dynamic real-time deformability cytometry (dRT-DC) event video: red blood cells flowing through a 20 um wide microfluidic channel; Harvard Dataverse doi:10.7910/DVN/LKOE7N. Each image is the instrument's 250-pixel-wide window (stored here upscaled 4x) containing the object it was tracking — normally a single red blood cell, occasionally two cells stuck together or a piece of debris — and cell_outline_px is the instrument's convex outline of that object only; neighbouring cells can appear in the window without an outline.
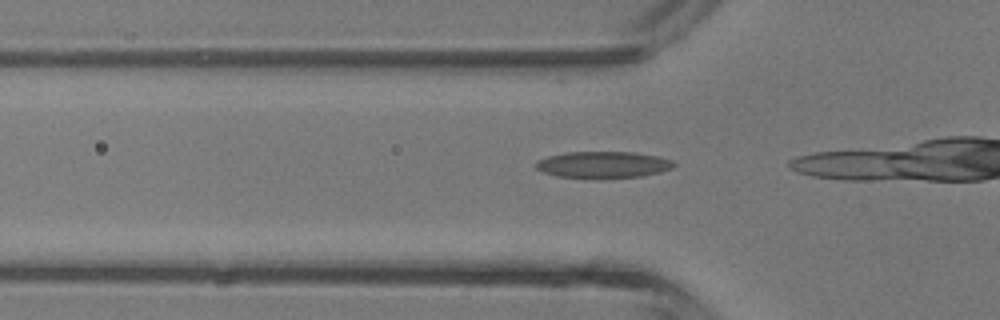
{"species": "common noctule bat (a hibernating species)", "species_latin": "Nyctalus noctula", "temperature_condition": "room temperature", "stored_images_in_passage": 6, "camera_frame_rate_fps": 3000, "um_per_image_px": 0.085, "animal": {"sex": "male", "body_mass_g": 13.3}, "frame": {"image": 1, "passage_image": 4, "time_ms": 1.0, "image_size_px": [1000, 320], "cell_outline_px": [[676, 164], [672, 168], [660, 172], [640, 176], [556, 176], [544, 172], [536, 168], [532, 164], [536, 160], [548, 156], [564, 152], [632, 152], [660, 156], [672, 160]], "centroid_in_image_um": [51.25, 13.95], "position_along_channel_um": 74.5, "area_um2": 20.81}}